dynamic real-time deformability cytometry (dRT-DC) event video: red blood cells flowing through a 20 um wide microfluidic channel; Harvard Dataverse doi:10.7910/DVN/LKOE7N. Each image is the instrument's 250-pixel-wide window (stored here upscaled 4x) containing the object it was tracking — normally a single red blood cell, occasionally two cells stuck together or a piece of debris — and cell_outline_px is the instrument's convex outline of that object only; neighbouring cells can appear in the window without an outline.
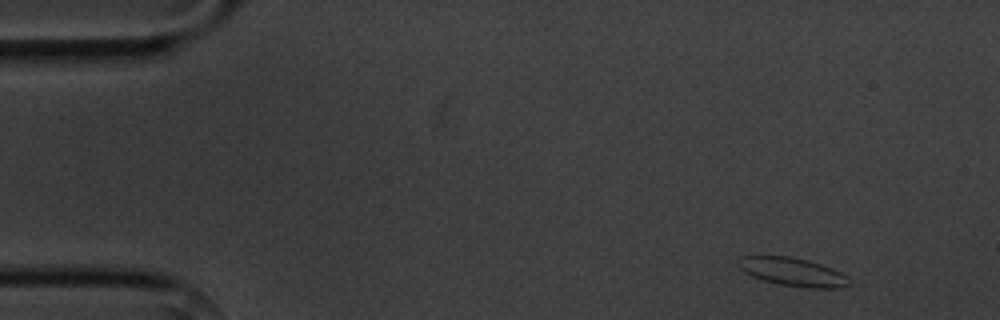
{"species": "common noctule bat (a hibernating species)", "species_latin": "Nyctalus noctula", "temperature_condition": "cold", "stored_images_in_passage": 5, "camera_frame_rate_fps": 3000, "um_per_image_px": 0.085, "animal": {"sex": "male", "body_mass_g": 20.1, "forearm_length_mm": 53.5}, "frame": {"image": 1, "passage_image": 1, "time_ms": 0.0, "image_size_px": [1000, 320], "cell_outline_px": [[848, 284], [844, 288], [808, 288], [780, 284], [764, 280], [752, 276], [744, 272], [740, 268], [740, 256], [788, 256], [808, 260], [832, 268], [848, 276]], "centroid_in_image_um": [67.41, 23.11], "position_along_channel_um": 17.6, "area_um2": 18.09}}
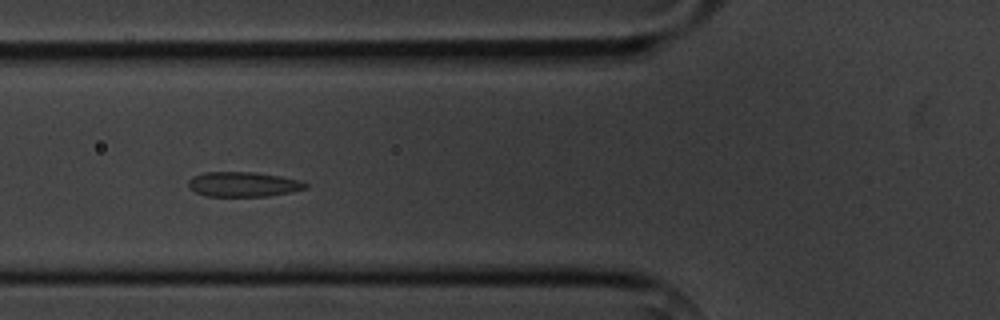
{"frame": {"image": 2, "passage_image": 5, "time_ms": 5.0, "image_size_px": [1000, 320], "cell_outline_px": [[308, 188], [268, 196], [208, 196], [196, 192], [188, 188], [188, 180], [192, 176], [204, 172], [256, 172], [280, 176], [300, 180], [308, 184]], "centroid_in_image_um": [20.65, 15.66], "position_along_channel_um": 105.1, "area_um2": 16.99}}